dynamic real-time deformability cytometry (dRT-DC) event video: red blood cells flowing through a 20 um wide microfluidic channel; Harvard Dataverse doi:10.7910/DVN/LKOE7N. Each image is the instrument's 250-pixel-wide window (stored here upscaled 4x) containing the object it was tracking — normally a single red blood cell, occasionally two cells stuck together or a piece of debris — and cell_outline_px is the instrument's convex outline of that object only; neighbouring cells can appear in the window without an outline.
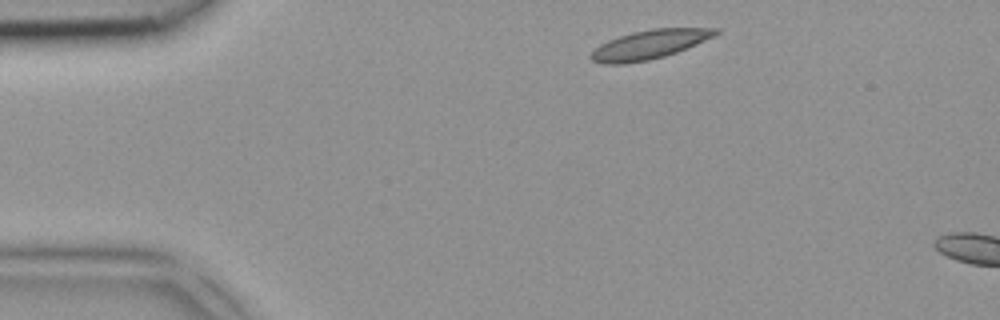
{"species": "common noctule bat (a hibernating species)", "species_latin": "Nyctalus noctula", "temperature_condition": "room temperature", "stored_images_in_passage": 4, "camera_frame_rate_fps": 3000, "um_per_image_px": 0.085, "animal": {"sex": "female", "body_mass_g": 18.4}, "frame": {"image": 1, "passage_image": 4, "time_ms": 1.0, "image_size_px": [1000, 320], "cell_outline_px": [[720, 32], [696, 44], [676, 52], [664, 56], [648, 60], [624, 64], [604, 64], [592, 60], [588, 56], [600, 44], [608, 40], [632, 32], [652, 28], [720, 28]], "centroid_in_image_um": [55.17, 3.78], "position_along_channel_um": 29.8, "area_um2": 20.87}}